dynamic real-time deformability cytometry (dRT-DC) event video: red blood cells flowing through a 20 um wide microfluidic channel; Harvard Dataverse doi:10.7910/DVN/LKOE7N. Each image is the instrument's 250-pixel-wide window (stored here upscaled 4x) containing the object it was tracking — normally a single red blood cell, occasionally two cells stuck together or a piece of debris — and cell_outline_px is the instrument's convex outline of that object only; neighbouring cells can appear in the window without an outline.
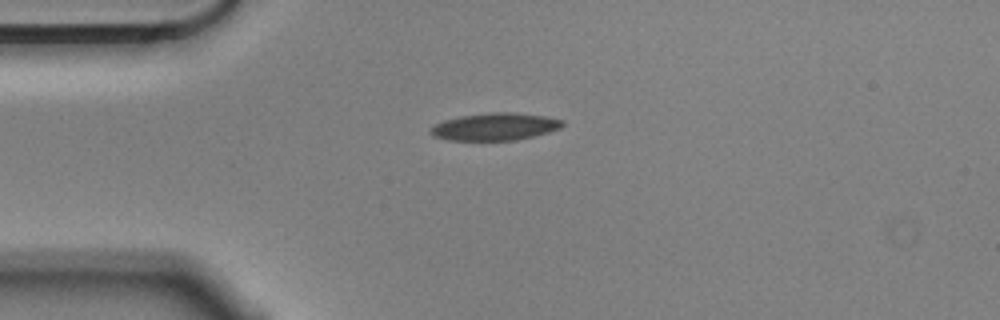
{"species": "Egyptian fruit bat (a non-hibernating species)", "species_latin": "Rousettus aegyptiacus", "temperature_condition": "cold", "stored_images_in_passage": 12, "camera_frame_rate_fps": 3000, "um_per_image_px": 0.085, "animal": {"sex": "male"}, "frame": {"image": 1, "passage_image": 1, "time_ms": 0.0, "image_size_px": [1000, 320], "cell_outline_px": [[564, 124], [560, 128], [548, 132], [516, 140], [448, 140], [432, 136], [428, 132], [436, 124], [444, 120], [460, 116], [492, 112], [516, 112], [544, 116], [564, 120]], "centroid_in_image_um": [42.07, 10.76], "position_along_channel_um": 42.9, "area_um2": 20.98}}
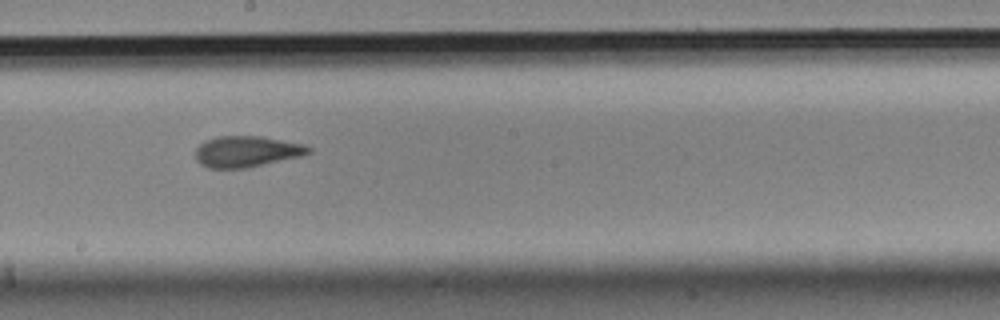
{"frame": {"image": 2, "passage_image": 6, "time_ms": 1.667, "image_size_px": [1000, 320], "cell_outline_px": [[312, 152], [300, 156], [248, 168], [208, 168], [200, 164], [196, 160], [196, 148], [204, 140], [216, 136], [260, 136], [304, 144], [312, 148]], "centroid_in_image_um": [20.95, 12.88], "position_along_channel_um": 227.3, "area_um2": 20.58}}
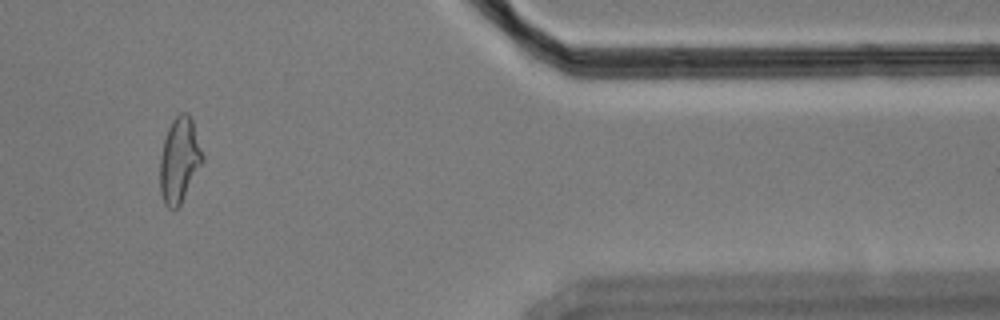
{"frame": {"image": 3, "passage_image": 10, "time_ms": 3.0, "image_size_px": [1000, 320], "cell_outline_px": [[204, 160], [180, 204], [176, 208], [168, 208], [164, 204], [160, 192], [160, 156], [164, 140], [168, 128], [172, 120], [180, 112], [188, 112], [192, 120], [204, 156]], "centroid_in_image_um": [15.24, 13.59], "position_along_channel_um": 396.2, "area_um2": 20.98}}